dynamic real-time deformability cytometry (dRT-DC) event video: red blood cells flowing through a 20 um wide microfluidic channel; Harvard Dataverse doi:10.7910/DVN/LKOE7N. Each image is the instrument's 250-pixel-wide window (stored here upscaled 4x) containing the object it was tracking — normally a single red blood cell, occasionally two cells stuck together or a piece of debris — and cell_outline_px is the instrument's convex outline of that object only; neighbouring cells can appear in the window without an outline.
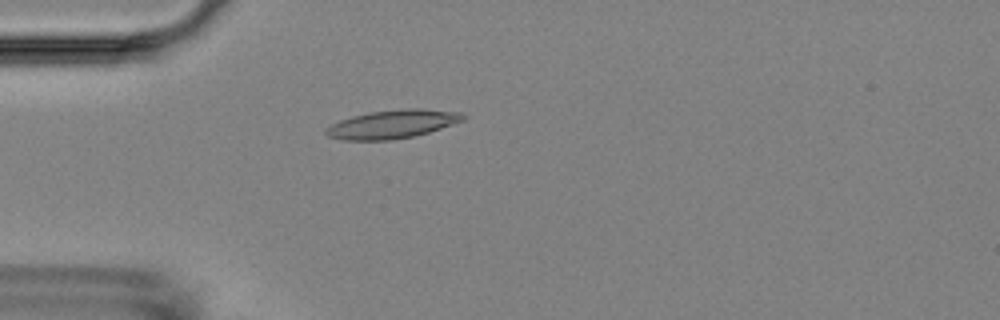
{"species": "Egyptian fruit bat (a non-hibernating species)", "species_latin": "Rousettus aegyptiacus", "temperature_condition": "room temperature", "stored_images_in_passage": 7, "camera_frame_rate_fps": 3000, "um_per_image_px": 0.085, "animal": {"sex": "female"}, "frame": {"image": 1, "passage_image": 5, "time_ms": 5.0, "image_size_px": [1000, 320], "cell_outline_px": [[468, 116], [464, 120], [428, 132], [412, 136], [392, 140], [344, 140], [328, 136], [324, 132], [324, 128], [340, 120], [352, 116], [368, 112], [404, 108], [420, 108], [460, 112]], "centroid_in_image_um": [33.34, 10.54], "position_along_channel_um": 51.7, "area_um2": 22.77}}